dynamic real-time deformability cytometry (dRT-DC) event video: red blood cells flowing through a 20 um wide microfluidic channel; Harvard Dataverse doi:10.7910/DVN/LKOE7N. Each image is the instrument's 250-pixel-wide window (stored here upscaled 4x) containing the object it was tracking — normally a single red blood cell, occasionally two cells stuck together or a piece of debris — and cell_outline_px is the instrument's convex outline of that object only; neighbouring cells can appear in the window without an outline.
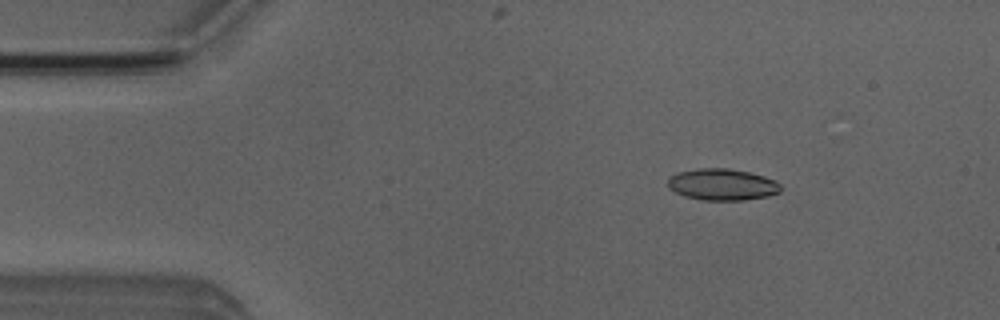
{"species": "Egyptian fruit bat (a non-hibernating species)", "species_latin": "Rousettus aegyptiacus", "temperature_condition": "room temperature", "stored_images_in_passage": 28, "camera_frame_rate_fps": 3000, "um_per_image_px": 0.085, "animal": {"sex": "male"}, "frame": {"image": 1, "passage_image": 7, "time_ms": 2.0, "image_size_px": [1000, 320], "cell_outline_px": [[780, 192], [768, 196], [744, 200], [700, 200], [684, 196], [668, 188], [668, 176], [676, 172], [700, 168], [728, 168], [748, 172], [764, 176], [776, 180], [780, 184]], "centroid_in_image_um": [61.36, 15.68], "position_along_channel_um": 23.6, "area_um2": 20.92}}
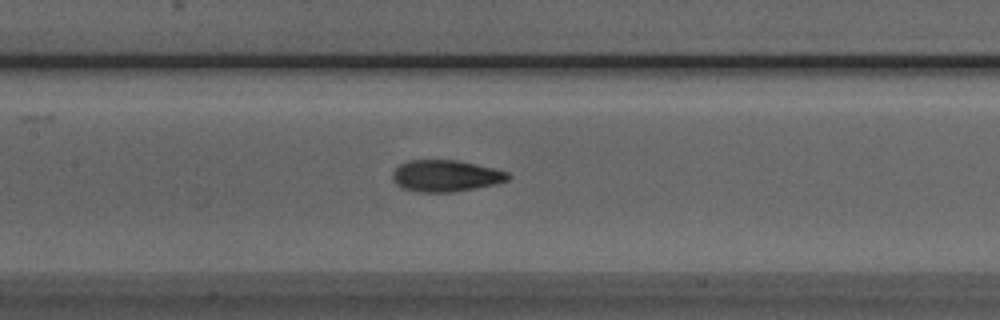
{"frame": {"image": 2, "passage_image": 23, "time_ms": 7.333, "image_size_px": [1000, 320], "cell_outline_px": [[512, 176], [508, 180], [496, 184], [452, 192], [416, 192], [404, 188], [396, 184], [392, 180], [392, 172], [400, 164], [408, 160], [456, 160], [476, 164], [508, 172]], "centroid_in_image_um": [37.87, 14.95], "position_along_channel_um": 169.5, "area_um2": 21.27}}
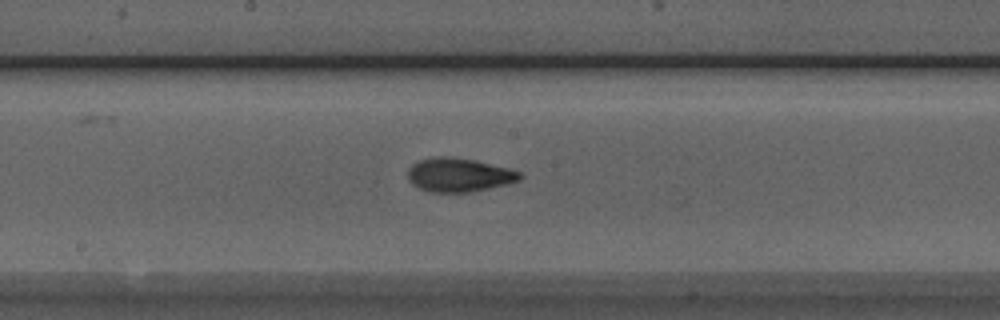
{"frame": {"image": 3, "passage_image": 26, "time_ms": 8.333, "image_size_px": [1000, 320], "cell_outline_px": [[524, 176], [520, 180], [508, 184], [472, 192], [432, 192], [420, 188], [412, 184], [408, 180], [408, 168], [412, 164], [420, 160], [432, 156], [444, 156], [472, 160], [508, 168], [520, 172]], "centroid_in_image_um": [39.01, 14.87], "position_along_channel_um": 209.2, "area_um2": 22.02}}